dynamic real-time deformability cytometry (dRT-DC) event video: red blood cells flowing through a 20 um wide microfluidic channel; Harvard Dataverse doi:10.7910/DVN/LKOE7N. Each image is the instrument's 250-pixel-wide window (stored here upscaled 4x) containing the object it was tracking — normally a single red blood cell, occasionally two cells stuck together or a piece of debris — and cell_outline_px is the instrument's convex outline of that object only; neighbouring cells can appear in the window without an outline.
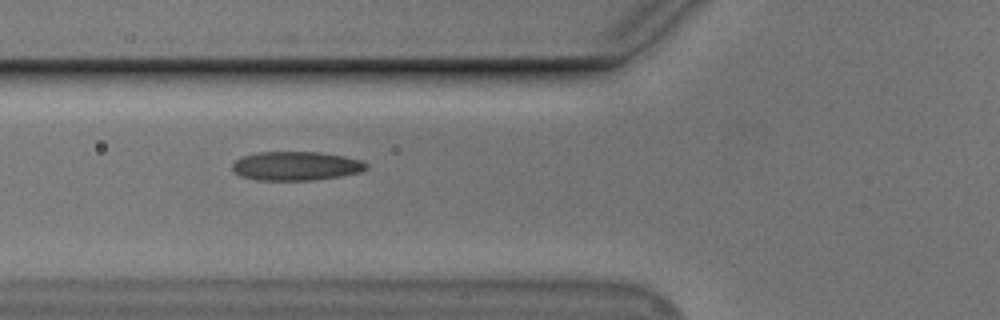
{"species": "Egyptian fruit bat (a non-hibernating species)", "species_latin": "Rousettus aegyptiacus", "temperature_condition": "cold", "stored_images_in_passage": 7, "camera_frame_rate_fps": 3000, "um_per_image_px": 0.085, "animal": {"sex": "male"}, "frame": {"image": 1, "passage_image": 2, "time_ms": 1.0, "image_size_px": [1000, 320], "cell_outline_px": [[368, 168], [360, 172], [340, 176], [312, 180], [256, 180], [240, 176], [232, 168], [232, 164], [240, 156], [256, 152], [320, 152], [344, 156], [360, 160], [368, 164]], "centroid_in_image_um": [25.14, 14.1], "position_along_channel_um": 100.7, "area_um2": 22.66}}
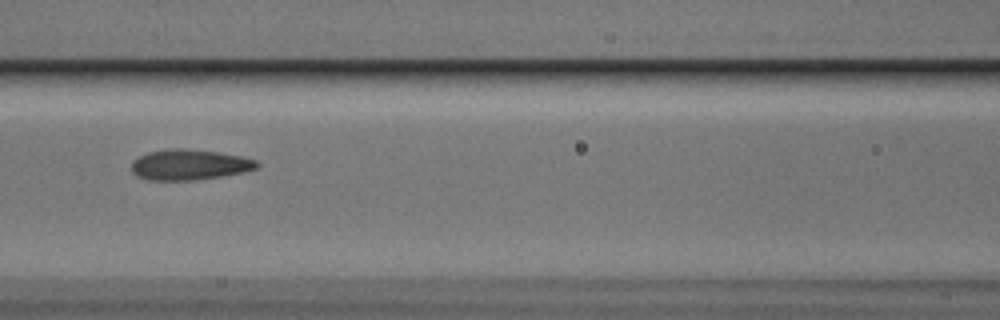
{"frame": {"image": 2, "passage_image": 3, "time_ms": 2.333, "image_size_px": [1000, 320], "cell_outline_px": [[260, 164], [256, 168], [244, 172], [196, 180], [148, 180], [136, 176], [132, 172], [132, 160], [148, 152], [172, 148], [184, 148], [220, 152], [240, 156], [256, 160]], "centroid_in_image_um": [16.08, 14.0], "position_along_channel_um": 150.5, "area_um2": 22.37}}
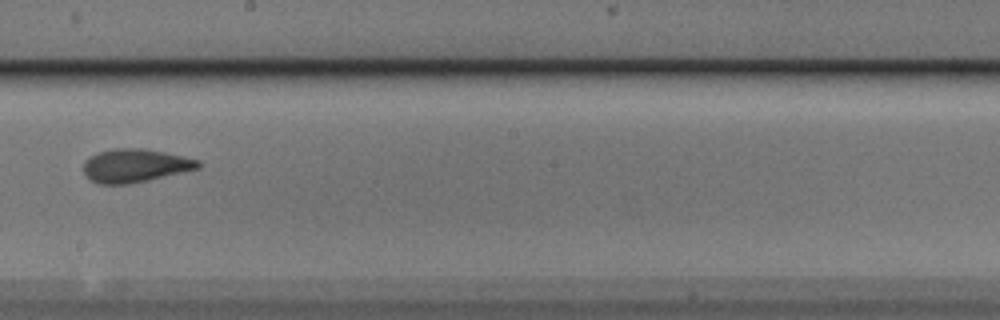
{"frame": {"image": 3, "passage_image": 5, "time_ms": 4.667, "image_size_px": [1000, 320], "cell_outline_px": [[200, 168], [128, 184], [100, 184], [92, 180], [84, 172], [84, 160], [96, 152], [112, 148], [144, 148], [164, 152], [200, 160]], "centroid_in_image_um": [11.46, 14.05], "position_along_channel_um": 236.7, "area_um2": 22.14}}